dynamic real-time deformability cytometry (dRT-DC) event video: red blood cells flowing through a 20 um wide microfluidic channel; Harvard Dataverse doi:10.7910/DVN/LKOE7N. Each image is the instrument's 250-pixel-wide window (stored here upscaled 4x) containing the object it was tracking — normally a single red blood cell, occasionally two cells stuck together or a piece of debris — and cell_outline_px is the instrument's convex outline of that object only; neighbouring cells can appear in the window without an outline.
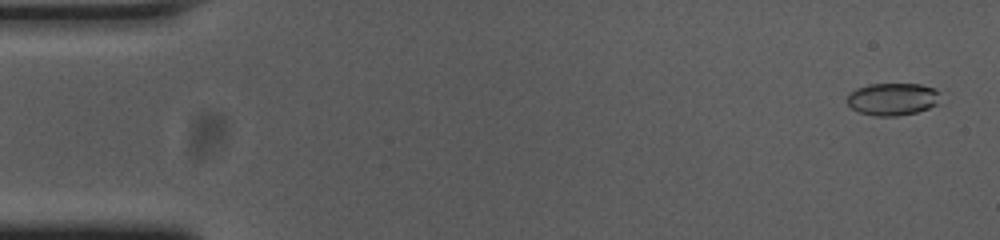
{"species": "common noctule bat (a hibernating species)", "species_latin": "Nyctalus noctula", "temperature_condition": "cold", "stored_images_in_passage": 56, "camera_frame_rate_fps": 3000, "um_per_image_px": 0.085, "animal": {"sex": "female", "body_mass_g": 23.0, "forearm_length_mm": 53.4}, "frame": {"image": 1, "passage_image": 3, "time_ms": 0.667, "image_size_px": [1000, 240], "cell_outline_px": [[940, 92], [936, 104], [928, 108], [916, 112], [896, 116], [876, 116], [860, 112], [852, 108], [848, 104], [848, 96], [856, 88], [868, 84], [920, 84], [932, 88]], "centroid_in_image_um": [75.86, 8.42], "position_along_channel_um": 9.1, "area_um2": 17.34}}
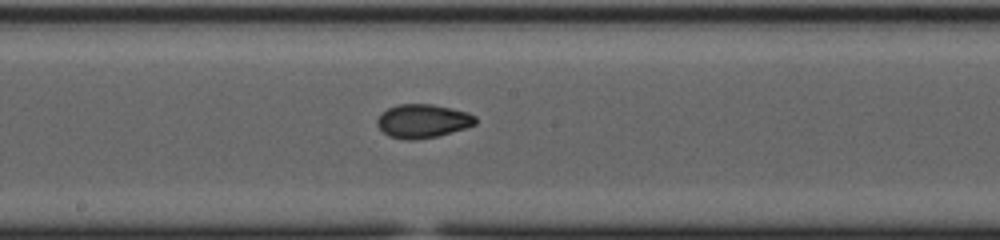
{"frame": {"image": 2, "passage_image": 30, "time_ms": 9.667, "image_size_px": [1000, 240], "cell_outline_px": [[476, 124], [464, 128], [436, 136], [416, 140], [404, 140], [388, 136], [376, 124], [376, 120], [380, 112], [396, 104], [432, 104], [468, 112], [476, 116]], "centroid_in_image_um": [35.89, 10.28], "position_along_channel_um": 212.3, "area_um2": 19.36}}
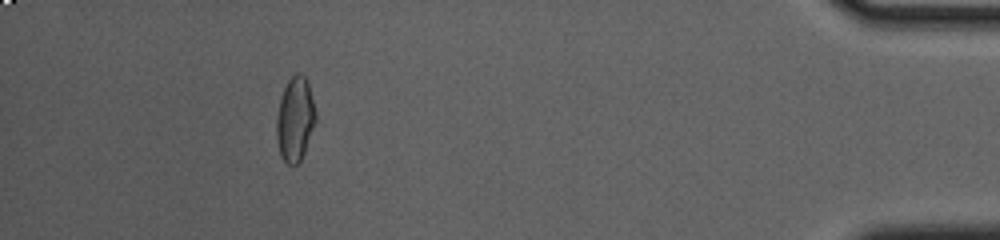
{"frame": {"image": 3, "passage_image": 51, "time_ms": 16.667, "image_size_px": [1000, 240], "cell_outline_px": [[316, 120], [304, 152], [300, 160], [296, 164], [288, 164], [280, 156], [276, 136], [276, 120], [280, 100], [284, 88], [288, 80], [296, 72], [300, 72], [308, 80], [316, 112]], "centroid_in_image_um": [25.08, 10.1], "position_along_channel_um": 410.1, "area_um2": 19.19}, "authors_computed_cell_mechanics": {"area_um2": 18.7272, "velocity_mm_per_s": 3.7046, "shape_relaxation_time_tau1_ms": null, "shape_relaxation_time_tau2_ms": 2.3124, "deformation_change_tau1": null, "deformation_change_tau2": 0.0552}}